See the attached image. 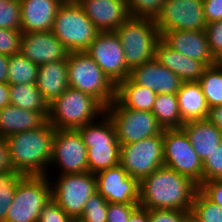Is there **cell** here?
Listing matches in <instances>:
<instances>
[{
    "instance_id": "9c48e42d",
    "label": "cell",
    "mask_w": 222,
    "mask_h": 222,
    "mask_svg": "<svg viewBox=\"0 0 222 222\" xmlns=\"http://www.w3.org/2000/svg\"><path fill=\"white\" fill-rule=\"evenodd\" d=\"M47 177L51 184L52 199L77 221L83 214L85 203L97 192L95 174L86 171Z\"/></svg>"
},
{
    "instance_id": "ee69618b",
    "label": "cell",
    "mask_w": 222,
    "mask_h": 222,
    "mask_svg": "<svg viewBox=\"0 0 222 222\" xmlns=\"http://www.w3.org/2000/svg\"><path fill=\"white\" fill-rule=\"evenodd\" d=\"M206 23L222 20V0H203Z\"/></svg>"
},
{
    "instance_id": "ffe728a7",
    "label": "cell",
    "mask_w": 222,
    "mask_h": 222,
    "mask_svg": "<svg viewBox=\"0 0 222 222\" xmlns=\"http://www.w3.org/2000/svg\"><path fill=\"white\" fill-rule=\"evenodd\" d=\"M79 5L99 32L116 31L130 17L128 0H82Z\"/></svg>"
},
{
    "instance_id": "7dc6e473",
    "label": "cell",
    "mask_w": 222,
    "mask_h": 222,
    "mask_svg": "<svg viewBox=\"0 0 222 222\" xmlns=\"http://www.w3.org/2000/svg\"><path fill=\"white\" fill-rule=\"evenodd\" d=\"M128 222H149V209L138 207L130 216Z\"/></svg>"
},
{
    "instance_id": "f907efd6",
    "label": "cell",
    "mask_w": 222,
    "mask_h": 222,
    "mask_svg": "<svg viewBox=\"0 0 222 222\" xmlns=\"http://www.w3.org/2000/svg\"><path fill=\"white\" fill-rule=\"evenodd\" d=\"M184 222H201L191 211L185 215Z\"/></svg>"
},
{
    "instance_id": "e575fe53",
    "label": "cell",
    "mask_w": 222,
    "mask_h": 222,
    "mask_svg": "<svg viewBox=\"0 0 222 222\" xmlns=\"http://www.w3.org/2000/svg\"><path fill=\"white\" fill-rule=\"evenodd\" d=\"M0 28L21 30L20 0H0Z\"/></svg>"
},
{
    "instance_id": "8992f818",
    "label": "cell",
    "mask_w": 222,
    "mask_h": 222,
    "mask_svg": "<svg viewBox=\"0 0 222 222\" xmlns=\"http://www.w3.org/2000/svg\"><path fill=\"white\" fill-rule=\"evenodd\" d=\"M115 32L129 71L155 58L161 34L154 19L130 16Z\"/></svg>"
},
{
    "instance_id": "7402d4cb",
    "label": "cell",
    "mask_w": 222,
    "mask_h": 222,
    "mask_svg": "<svg viewBox=\"0 0 222 222\" xmlns=\"http://www.w3.org/2000/svg\"><path fill=\"white\" fill-rule=\"evenodd\" d=\"M155 59L178 75L183 82H198L206 68L202 62L172 50L162 40L156 45Z\"/></svg>"
},
{
    "instance_id": "ba28073f",
    "label": "cell",
    "mask_w": 222,
    "mask_h": 222,
    "mask_svg": "<svg viewBox=\"0 0 222 222\" xmlns=\"http://www.w3.org/2000/svg\"><path fill=\"white\" fill-rule=\"evenodd\" d=\"M51 199L47 176L24 175L17 184L4 222H38L42 209Z\"/></svg>"
},
{
    "instance_id": "5b68a950",
    "label": "cell",
    "mask_w": 222,
    "mask_h": 222,
    "mask_svg": "<svg viewBox=\"0 0 222 222\" xmlns=\"http://www.w3.org/2000/svg\"><path fill=\"white\" fill-rule=\"evenodd\" d=\"M69 87L96 98L105 108L116 98V85L85 52H69L67 57Z\"/></svg>"
},
{
    "instance_id": "6da1fadb",
    "label": "cell",
    "mask_w": 222,
    "mask_h": 222,
    "mask_svg": "<svg viewBox=\"0 0 222 222\" xmlns=\"http://www.w3.org/2000/svg\"><path fill=\"white\" fill-rule=\"evenodd\" d=\"M199 186L191 179L161 166L139 182V206L145 209L191 211Z\"/></svg>"
},
{
    "instance_id": "f1b7e54d",
    "label": "cell",
    "mask_w": 222,
    "mask_h": 222,
    "mask_svg": "<svg viewBox=\"0 0 222 222\" xmlns=\"http://www.w3.org/2000/svg\"><path fill=\"white\" fill-rule=\"evenodd\" d=\"M10 104L34 112H49V104L36 84L10 85Z\"/></svg>"
},
{
    "instance_id": "30bf717a",
    "label": "cell",
    "mask_w": 222,
    "mask_h": 222,
    "mask_svg": "<svg viewBox=\"0 0 222 222\" xmlns=\"http://www.w3.org/2000/svg\"><path fill=\"white\" fill-rule=\"evenodd\" d=\"M120 144H129L163 133L152 112L123 107L116 99L105 108Z\"/></svg>"
},
{
    "instance_id": "f35d334b",
    "label": "cell",
    "mask_w": 222,
    "mask_h": 222,
    "mask_svg": "<svg viewBox=\"0 0 222 222\" xmlns=\"http://www.w3.org/2000/svg\"><path fill=\"white\" fill-rule=\"evenodd\" d=\"M210 50L214 58L222 60V20L207 23L205 28Z\"/></svg>"
},
{
    "instance_id": "4fadbf2b",
    "label": "cell",
    "mask_w": 222,
    "mask_h": 222,
    "mask_svg": "<svg viewBox=\"0 0 222 222\" xmlns=\"http://www.w3.org/2000/svg\"><path fill=\"white\" fill-rule=\"evenodd\" d=\"M164 166L188 177L198 186L203 182V162L182 128L163 131Z\"/></svg>"
},
{
    "instance_id": "d6a6232c",
    "label": "cell",
    "mask_w": 222,
    "mask_h": 222,
    "mask_svg": "<svg viewBox=\"0 0 222 222\" xmlns=\"http://www.w3.org/2000/svg\"><path fill=\"white\" fill-rule=\"evenodd\" d=\"M191 212L201 222H222V208L208 200L199 190L194 196Z\"/></svg>"
},
{
    "instance_id": "83f0119b",
    "label": "cell",
    "mask_w": 222,
    "mask_h": 222,
    "mask_svg": "<svg viewBox=\"0 0 222 222\" xmlns=\"http://www.w3.org/2000/svg\"><path fill=\"white\" fill-rule=\"evenodd\" d=\"M152 113L163 130L179 129L184 124L176 94H157Z\"/></svg>"
},
{
    "instance_id": "4dcf8cb0",
    "label": "cell",
    "mask_w": 222,
    "mask_h": 222,
    "mask_svg": "<svg viewBox=\"0 0 222 222\" xmlns=\"http://www.w3.org/2000/svg\"><path fill=\"white\" fill-rule=\"evenodd\" d=\"M39 66L23 54L9 57L8 84H36Z\"/></svg>"
},
{
    "instance_id": "c3c4849f",
    "label": "cell",
    "mask_w": 222,
    "mask_h": 222,
    "mask_svg": "<svg viewBox=\"0 0 222 222\" xmlns=\"http://www.w3.org/2000/svg\"><path fill=\"white\" fill-rule=\"evenodd\" d=\"M10 104V85L0 83V109Z\"/></svg>"
},
{
    "instance_id": "e0dca14e",
    "label": "cell",
    "mask_w": 222,
    "mask_h": 222,
    "mask_svg": "<svg viewBox=\"0 0 222 222\" xmlns=\"http://www.w3.org/2000/svg\"><path fill=\"white\" fill-rule=\"evenodd\" d=\"M161 40L172 50L202 62L206 67L218 63L210 50L205 30L162 32Z\"/></svg>"
},
{
    "instance_id": "d4e9b609",
    "label": "cell",
    "mask_w": 222,
    "mask_h": 222,
    "mask_svg": "<svg viewBox=\"0 0 222 222\" xmlns=\"http://www.w3.org/2000/svg\"><path fill=\"white\" fill-rule=\"evenodd\" d=\"M181 128L202 162L222 142V132L208 118L186 122Z\"/></svg>"
},
{
    "instance_id": "60d3db41",
    "label": "cell",
    "mask_w": 222,
    "mask_h": 222,
    "mask_svg": "<svg viewBox=\"0 0 222 222\" xmlns=\"http://www.w3.org/2000/svg\"><path fill=\"white\" fill-rule=\"evenodd\" d=\"M38 222H76L53 199L42 209Z\"/></svg>"
},
{
    "instance_id": "277c9868",
    "label": "cell",
    "mask_w": 222,
    "mask_h": 222,
    "mask_svg": "<svg viewBox=\"0 0 222 222\" xmlns=\"http://www.w3.org/2000/svg\"><path fill=\"white\" fill-rule=\"evenodd\" d=\"M87 146L88 171L98 173L120 162V146L112 120L104 113L77 129Z\"/></svg>"
},
{
    "instance_id": "b9f144b4",
    "label": "cell",
    "mask_w": 222,
    "mask_h": 222,
    "mask_svg": "<svg viewBox=\"0 0 222 222\" xmlns=\"http://www.w3.org/2000/svg\"><path fill=\"white\" fill-rule=\"evenodd\" d=\"M190 211L175 209L149 210V222H184L185 215Z\"/></svg>"
},
{
    "instance_id": "8d00e7d4",
    "label": "cell",
    "mask_w": 222,
    "mask_h": 222,
    "mask_svg": "<svg viewBox=\"0 0 222 222\" xmlns=\"http://www.w3.org/2000/svg\"><path fill=\"white\" fill-rule=\"evenodd\" d=\"M222 180V142L203 161V182Z\"/></svg>"
},
{
    "instance_id": "4316f807",
    "label": "cell",
    "mask_w": 222,
    "mask_h": 222,
    "mask_svg": "<svg viewBox=\"0 0 222 222\" xmlns=\"http://www.w3.org/2000/svg\"><path fill=\"white\" fill-rule=\"evenodd\" d=\"M157 93L140 86L129 77L116 85V100L126 108L152 112Z\"/></svg>"
},
{
    "instance_id": "836d02e7",
    "label": "cell",
    "mask_w": 222,
    "mask_h": 222,
    "mask_svg": "<svg viewBox=\"0 0 222 222\" xmlns=\"http://www.w3.org/2000/svg\"><path fill=\"white\" fill-rule=\"evenodd\" d=\"M108 202L98 192L85 203L82 216L76 222H107Z\"/></svg>"
},
{
    "instance_id": "484cf974",
    "label": "cell",
    "mask_w": 222,
    "mask_h": 222,
    "mask_svg": "<svg viewBox=\"0 0 222 222\" xmlns=\"http://www.w3.org/2000/svg\"><path fill=\"white\" fill-rule=\"evenodd\" d=\"M176 95L183 123L208 118L210 108L198 82H183Z\"/></svg>"
},
{
    "instance_id": "7bdbcfd3",
    "label": "cell",
    "mask_w": 222,
    "mask_h": 222,
    "mask_svg": "<svg viewBox=\"0 0 222 222\" xmlns=\"http://www.w3.org/2000/svg\"><path fill=\"white\" fill-rule=\"evenodd\" d=\"M199 191L212 203L222 208V180L204 181L199 185Z\"/></svg>"
},
{
    "instance_id": "681fc988",
    "label": "cell",
    "mask_w": 222,
    "mask_h": 222,
    "mask_svg": "<svg viewBox=\"0 0 222 222\" xmlns=\"http://www.w3.org/2000/svg\"><path fill=\"white\" fill-rule=\"evenodd\" d=\"M9 57L0 54V83H8Z\"/></svg>"
},
{
    "instance_id": "52a82bcc",
    "label": "cell",
    "mask_w": 222,
    "mask_h": 222,
    "mask_svg": "<svg viewBox=\"0 0 222 222\" xmlns=\"http://www.w3.org/2000/svg\"><path fill=\"white\" fill-rule=\"evenodd\" d=\"M51 31L69 52L86 51L99 33L79 3L67 2L60 5Z\"/></svg>"
},
{
    "instance_id": "ac0fdd59",
    "label": "cell",
    "mask_w": 222,
    "mask_h": 222,
    "mask_svg": "<svg viewBox=\"0 0 222 222\" xmlns=\"http://www.w3.org/2000/svg\"><path fill=\"white\" fill-rule=\"evenodd\" d=\"M21 54L38 66L66 60L69 51L52 31L22 33Z\"/></svg>"
},
{
    "instance_id": "f6af8a7d",
    "label": "cell",
    "mask_w": 222,
    "mask_h": 222,
    "mask_svg": "<svg viewBox=\"0 0 222 222\" xmlns=\"http://www.w3.org/2000/svg\"><path fill=\"white\" fill-rule=\"evenodd\" d=\"M13 170L7 140L0 137V172H10Z\"/></svg>"
},
{
    "instance_id": "3957f363",
    "label": "cell",
    "mask_w": 222,
    "mask_h": 222,
    "mask_svg": "<svg viewBox=\"0 0 222 222\" xmlns=\"http://www.w3.org/2000/svg\"><path fill=\"white\" fill-rule=\"evenodd\" d=\"M105 107L94 97L69 87L49 104L47 121L55 129H74L98 120Z\"/></svg>"
},
{
    "instance_id": "ab89813d",
    "label": "cell",
    "mask_w": 222,
    "mask_h": 222,
    "mask_svg": "<svg viewBox=\"0 0 222 222\" xmlns=\"http://www.w3.org/2000/svg\"><path fill=\"white\" fill-rule=\"evenodd\" d=\"M138 203H108L107 222H128Z\"/></svg>"
},
{
    "instance_id": "bcb514c9",
    "label": "cell",
    "mask_w": 222,
    "mask_h": 222,
    "mask_svg": "<svg viewBox=\"0 0 222 222\" xmlns=\"http://www.w3.org/2000/svg\"><path fill=\"white\" fill-rule=\"evenodd\" d=\"M208 119L222 132V105L210 108Z\"/></svg>"
},
{
    "instance_id": "816d5d0a",
    "label": "cell",
    "mask_w": 222,
    "mask_h": 222,
    "mask_svg": "<svg viewBox=\"0 0 222 222\" xmlns=\"http://www.w3.org/2000/svg\"><path fill=\"white\" fill-rule=\"evenodd\" d=\"M62 1L67 3H80L82 0H62Z\"/></svg>"
},
{
    "instance_id": "9a60e30c",
    "label": "cell",
    "mask_w": 222,
    "mask_h": 222,
    "mask_svg": "<svg viewBox=\"0 0 222 222\" xmlns=\"http://www.w3.org/2000/svg\"><path fill=\"white\" fill-rule=\"evenodd\" d=\"M85 52L115 85L129 77L123 47L115 31L99 32Z\"/></svg>"
},
{
    "instance_id": "cb8c5ba5",
    "label": "cell",
    "mask_w": 222,
    "mask_h": 222,
    "mask_svg": "<svg viewBox=\"0 0 222 222\" xmlns=\"http://www.w3.org/2000/svg\"><path fill=\"white\" fill-rule=\"evenodd\" d=\"M36 85L48 104L60 97L69 88L67 59L40 65Z\"/></svg>"
},
{
    "instance_id": "d6986e66",
    "label": "cell",
    "mask_w": 222,
    "mask_h": 222,
    "mask_svg": "<svg viewBox=\"0 0 222 222\" xmlns=\"http://www.w3.org/2000/svg\"><path fill=\"white\" fill-rule=\"evenodd\" d=\"M129 78L157 94H176L183 83L178 75L155 58L132 69Z\"/></svg>"
},
{
    "instance_id": "2e32d148",
    "label": "cell",
    "mask_w": 222,
    "mask_h": 222,
    "mask_svg": "<svg viewBox=\"0 0 222 222\" xmlns=\"http://www.w3.org/2000/svg\"><path fill=\"white\" fill-rule=\"evenodd\" d=\"M97 192L108 203H139V181L118 164L95 173Z\"/></svg>"
},
{
    "instance_id": "f546056e",
    "label": "cell",
    "mask_w": 222,
    "mask_h": 222,
    "mask_svg": "<svg viewBox=\"0 0 222 222\" xmlns=\"http://www.w3.org/2000/svg\"><path fill=\"white\" fill-rule=\"evenodd\" d=\"M198 83L209 108L222 105V64L220 62L207 66Z\"/></svg>"
},
{
    "instance_id": "8fae6325",
    "label": "cell",
    "mask_w": 222,
    "mask_h": 222,
    "mask_svg": "<svg viewBox=\"0 0 222 222\" xmlns=\"http://www.w3.org/2000/svg\"><path fill=\"white\" fill-rule=\"evenodd\" d=\"M119 164L128 175L139 182L164 166L163 133L137 142L121 144Z\"/></svg>"
},
{
    "instance_id": "1f68e13d",
    "label": "cell",
    "mask_w": 222,
    "mask_h": 222,
    "mask_svg": "<svg viewBox=\"0 0 222 222\" xmlns=\"http://www.w3.org/2000/svg\"><path fill=\"white\" fill-rule=\"evenodd\" d=\"M24 175L16 170L0 172V222H4L8 208L14 199L16 187Z\"/></svg>"
},
{
    "instance_id": "5bb4252c",
    "label": "cell",
    "mask_w": 222,
    "mask_h": 222,
    "mask_svg": "<svg viewBox=\"0 0 222 222\" xmlns=\"http://www.w3.org/2000/svg\"><path fill=\"white\" fill-rule=\"evenodd\" d=\"M154 21L160 34L176 30H205L203 0H165Z\"/></svg>"
},
{
    "instance_id": "7c38bea8",
    "label": "cell",
    "mask_w": 222,
    "mask_h": 222,
    "mask_svg": "<svg viewBox=\"0 0 222 222\" xmlns=\"http://www.w3.org/2000/svg\"><path fill=\"white\" fill-rule=\"evenodd\" d=\"M53 168L57 169L52 172ZM57 170L58 172H56ZM86 171H88L87 146L79 131L55 129L52 157L46 176H51L52 173L54 175L56 173L57 175H66Z\"/></svg>"
},
{
    "instance_id": "7a4b0ae2",
    "label": "cell",
    "mask_w": 222,
    "mask_h": 222,
    "mask_svg": "<svg viewBox=\"0 0 222 222\" xmlns=\"http://www.w3.org/2000/svg\"><path fill=\"white\" fill-rule=\"evenodd\" d=\"M55 128L43 126L6 137L14 170L23 175L46 176L52 157Z\"/></svg>"
},
{
    "instance_id": "d590c367",
    "label": "cell",
    "mask_w": 222,
    "mask_h": 222,
    "mask_svg": "<svg viewBox=\"0 0 222 222\" xmlns=\"http://www.w3.org/2000/svg\"><path fill=\"white\" fill-rule=\"evenodd\" d=\"M164 2L165 0H128L129 14L132 17L155 19Z\"/></svg>"
},
{
    "instance_id": "44dd1931",
    "label": "cell",
    "mask_w": 222,
    "mask_h": 222,
    "mask_svg": "<svg viewBox=\"0 0 222 222\" xmlns=\"http://www.w3.org/2000/svg\"><path fill=\"white\" fill-rule=\"evenodd\" d=\"M62 0H20L22 33L51 31Z\"/></svg>"
},
{
    "instance_id": "74e56055",
    "label": "cell",
    "mask_w": 222,
    "mask_h": 222,
    "mask_svg": "<svg viewBox=\"0 0 222 222\" xmlns=\"http://www.w3.org/2000/svg\"><path fill=\"white\" fill-rule=\"evenodd\" d=\"M22 31L0 28V54L8 57L21 52Z\"/></svg>"
},
{
    "instance_id": "603a6c76",
    "label": "cell",
    "mask_w": 222,
    "mask_h": 222,
    "mask_svg": "<svg viewBox=\"0 0 222 222\" xmlns=\"http://www.w3.org/2000/svg\"><path fill=\"white\" fill-rule=\"evenodd\" d=\"M49 112H34L12 104L0 109V137L37 129L47 122Z\"/></svg>"
}]
</instances>
